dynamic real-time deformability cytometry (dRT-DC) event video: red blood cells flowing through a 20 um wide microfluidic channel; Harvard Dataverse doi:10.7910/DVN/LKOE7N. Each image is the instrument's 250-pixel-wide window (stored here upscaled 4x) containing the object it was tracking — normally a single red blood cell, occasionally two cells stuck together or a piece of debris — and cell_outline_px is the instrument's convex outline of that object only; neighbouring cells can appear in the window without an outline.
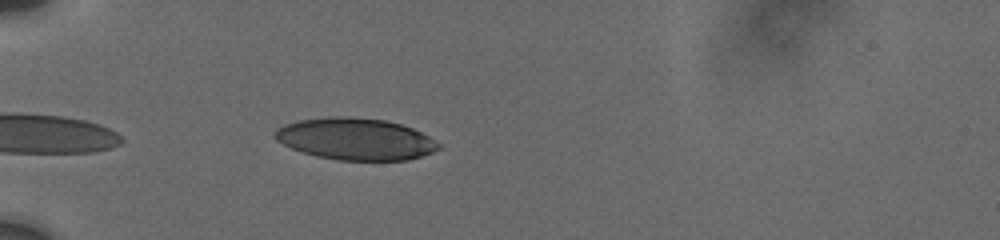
{"species": "human", "species_latin": "Homo sapiens", "temperature_condition": "cold", "stored_images_in_passage": 5, "camera_frame_rate_fps": 3000, "um_per_image_px": 0.085, "donor": {"sex": "male"}, "frame": {"image": 1, "passage_image": 2, "time_ms": 0.333, "image_size_px": [1000, 240], "cell_outline_px": [[440, 148], [432, 152], [408, 160], [340, 160], [316, 156], [292, 148], [276, 140], [276, 128], [284, 124], [300, 120], [328, 116], [348, 116], [384, 120], [400, 124], [412, 128], [428, 136], [440, 144]], "centroid_in_image_um": [30.21, 11.81], "position_along_channel_um": 54.8, "area_um2": 39.59}}